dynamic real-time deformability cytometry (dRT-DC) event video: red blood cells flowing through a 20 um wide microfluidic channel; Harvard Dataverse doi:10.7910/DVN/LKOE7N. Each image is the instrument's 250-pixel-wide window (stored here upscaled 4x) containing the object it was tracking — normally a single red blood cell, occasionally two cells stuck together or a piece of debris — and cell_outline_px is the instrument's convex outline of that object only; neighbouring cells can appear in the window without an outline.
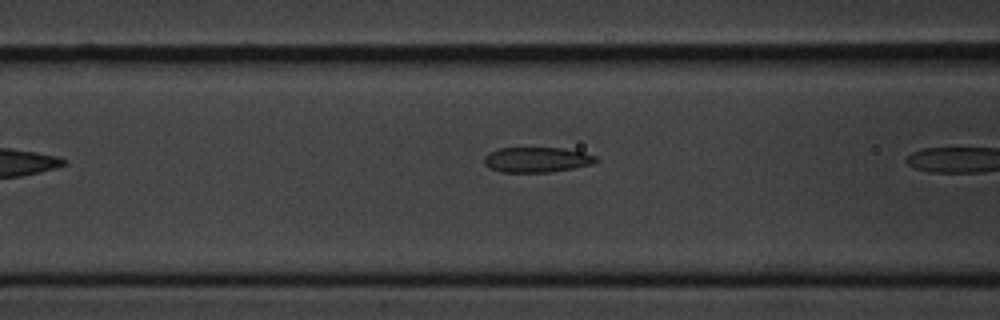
{"species": "common noctule bat (a hibernating species)", "species_latin": "Nyctalus noctula", "temperature_condition": "cold", "stored_images_in_passage": 7, "camera_frame_rate_fps": 3000, "um_per_image_px": 0.085, "animal": {"sex": "male", "body_mass_g": 20.1, "forearm_length_mm": 53.5}, "frame": {"image": 1, "passage_image": 6, "time_ms": 6.0, "image_size_px": [1000, 320], "cell_outline_px": [[596, 160], [592, 164], [572, 168], [548, 172], [500, 172], [488, 168], [484, 164], [484, 156], [488, 152], [500, 148], [564, 148], [584, 152], [596, 156]], "centroid_in_image_um": [45.57, 13.57], "position_along_channel_um": 121.0, "area_um2": 16.42}}